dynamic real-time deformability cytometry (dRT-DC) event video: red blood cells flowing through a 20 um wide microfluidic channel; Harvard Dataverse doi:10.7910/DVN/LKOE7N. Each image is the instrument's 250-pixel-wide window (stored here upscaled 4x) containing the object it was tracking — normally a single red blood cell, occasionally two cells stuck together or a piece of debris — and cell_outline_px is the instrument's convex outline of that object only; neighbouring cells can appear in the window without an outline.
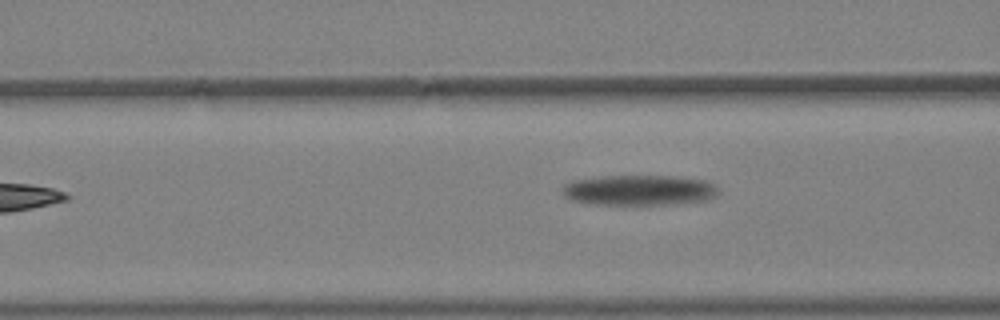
{"species": "Egyptian fruit bat (a non-hibernating species)", "species_latin": "Rousettus aegyptiacus", "temperature_condition": "warm", "stored_images_in_passage": 4, "camera_frame_rate_fps": 3000, "um_per_image_px": 0.085, "animal": {"sex": "female"}, "frame": {"image": 1, "passage_image": 4, "time_ms": 1.0, "image_size_px": [1000, 320], "cell_outline_px": [[720, 192], [716, 196], [704, 200], [676, 204], [592, 204], [572, 200], [564, 196], [564, 184], [572, 180], [600, 176], [680, 176], [704, 180], [716, 184]], "centroid_in_image_um": [54.37, 16.15], "position_along_channel_um": 112.2, "area_um2": 27.74}}